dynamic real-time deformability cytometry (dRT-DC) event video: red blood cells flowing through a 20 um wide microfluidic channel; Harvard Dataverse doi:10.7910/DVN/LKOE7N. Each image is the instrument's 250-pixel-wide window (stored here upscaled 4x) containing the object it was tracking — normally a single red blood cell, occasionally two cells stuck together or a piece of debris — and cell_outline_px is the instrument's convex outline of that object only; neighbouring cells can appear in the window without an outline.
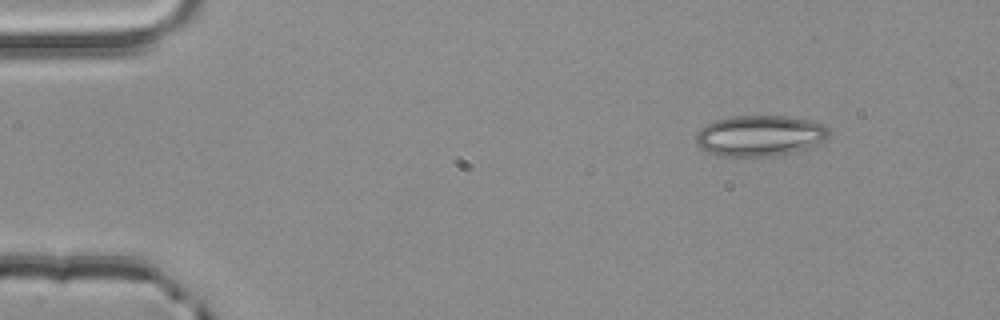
{"species": "common noctule bat (a hibernating species)", "species_latin": "Nyctalus noctula", "temperature_condition": "room temperature", "stored_images_in_passage": 3, "camera_frame_rate_fps": 3000, "um_per_image_px": 0.085, "animal": {"sex": "male", "body_mass_g": 20.4}, "frame": {"image": 1, "passage_image": 1, "time_ms": 0.0, "image_size_px": [1000, 320], "cell_outline_px": [[832, 132], [816, 148], [780, 156], [724, 156], [712, 152], [696, 144], [696, 136], [700, 128], [716, 120], [732, 116], [788, 116], [808, 120], [824, 124]], "centroid_in_image_um": [64.7, 11.54], "position_along_channel_um": 20.3, "area_um2": 32.02}}